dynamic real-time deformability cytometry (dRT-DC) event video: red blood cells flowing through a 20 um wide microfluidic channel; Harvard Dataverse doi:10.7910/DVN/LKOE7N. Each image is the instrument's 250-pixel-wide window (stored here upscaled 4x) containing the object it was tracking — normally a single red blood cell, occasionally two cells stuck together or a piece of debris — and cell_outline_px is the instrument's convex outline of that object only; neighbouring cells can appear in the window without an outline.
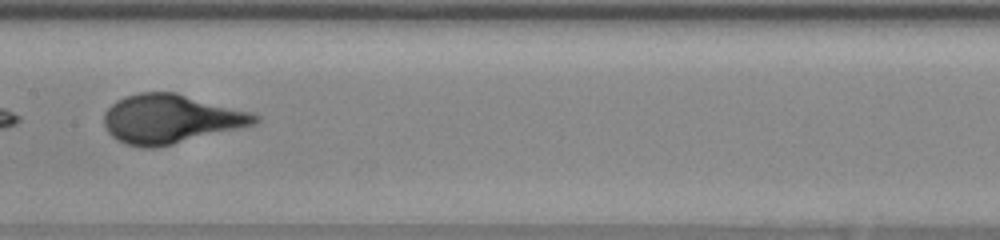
{"species": "human", "species_latin": "Homo sapiens", "temperature_condition": "warm", "stored_images_in_passage": 33, "camera_frame_rate_fps": 3000, "um_per_image_px": 0.085, "donor": {"sex": "female"}, "frame": {"image": 1, "passage_image": 27, "time_ms": 8.667, "image_size_px": [1000, 240], "cell_outline_px": [[260, 120], [256, 124], [240, 128], [156, 148], [140, 148], [116, 140], [108, 132], [104, 124], [104, 112], [116, 100], [124, 96], [140, 92], [176, 92], [252, 112], [260, 116]], "centroid_in_image_um": [14.5, 10.1], "position_along_channel_um": 192.9, "area_um2": 43.23}}